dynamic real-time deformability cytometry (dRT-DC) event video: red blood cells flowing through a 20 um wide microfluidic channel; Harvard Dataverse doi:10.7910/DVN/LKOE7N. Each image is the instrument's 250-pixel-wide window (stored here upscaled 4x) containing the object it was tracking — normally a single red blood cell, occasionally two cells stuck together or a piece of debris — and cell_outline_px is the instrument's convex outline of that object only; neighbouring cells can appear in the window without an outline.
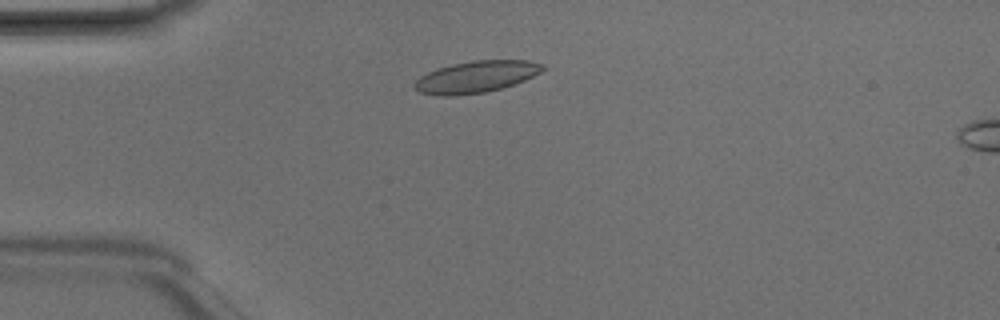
{"species": "Egyptian fruit bat (a non-hibernating species)", "species_latin": "Rousettus aegyptiacus", "temperature_condition": "room temperature", "stored_images_in_passage": 3, "camera_frame_rate_fps": 3000, "um_per_image_px": 0.085, "animal": {"sex": "male"}, "frame": {"image": 1, "passage_image": 2, "time_ms": 0.333, "image_size_px": [1000, 320], "cell_outline_px": [[544, 68], [540, 72], [516, 84], [484, 92], [452, 96], [440, 96], [420, 92], [412, 88], [412, 84], [420, 76], [428, 72], [452, 64], [472, 60], [528, 60], [544, 64]], "centroid_in_image_um": [40.44, 6.53], "position_along_channel_um": 44.6, "area_um2": 23.64}}